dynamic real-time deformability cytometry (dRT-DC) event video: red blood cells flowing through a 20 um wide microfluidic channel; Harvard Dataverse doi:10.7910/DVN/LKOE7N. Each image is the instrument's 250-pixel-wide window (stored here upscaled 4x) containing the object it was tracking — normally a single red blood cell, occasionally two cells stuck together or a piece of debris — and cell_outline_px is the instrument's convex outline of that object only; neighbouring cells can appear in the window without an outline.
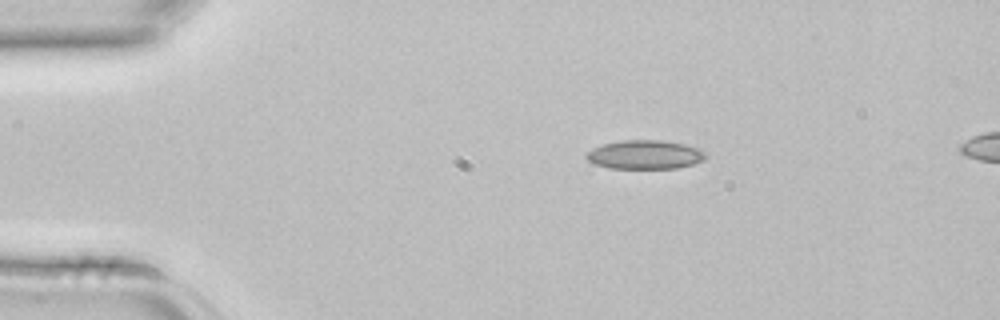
{"species": "common noctule bat (a hibernating species)", "species_latin": "Nyctalus noctula", "temperature_condition": "room temperature", "stored_images_in_passage": 3, "camera_frame_rate_fps": 3000, "um_per_image_px": 0.085, "animal": {"sex": "female", "body_mass_g": 22.7, "forearm_length_mm": 54.2}, "frame": {"image": 1, "passage_image": 1, "time_ms": 0.0, "image_size_px": [1000, 320], "cell_outline_px": [[704, 160], [680, 168], [608, 168], [596, 164], [588, 160], [584, 156], [592, 148], [604, 144], [624, 140], [664, 140], [684, 144], [700, 148], [704, 152]], "centroid_in_image_um": [54.82, 13.14], "position_along_channel_um": 30.2, "area_um2": 20.0}}